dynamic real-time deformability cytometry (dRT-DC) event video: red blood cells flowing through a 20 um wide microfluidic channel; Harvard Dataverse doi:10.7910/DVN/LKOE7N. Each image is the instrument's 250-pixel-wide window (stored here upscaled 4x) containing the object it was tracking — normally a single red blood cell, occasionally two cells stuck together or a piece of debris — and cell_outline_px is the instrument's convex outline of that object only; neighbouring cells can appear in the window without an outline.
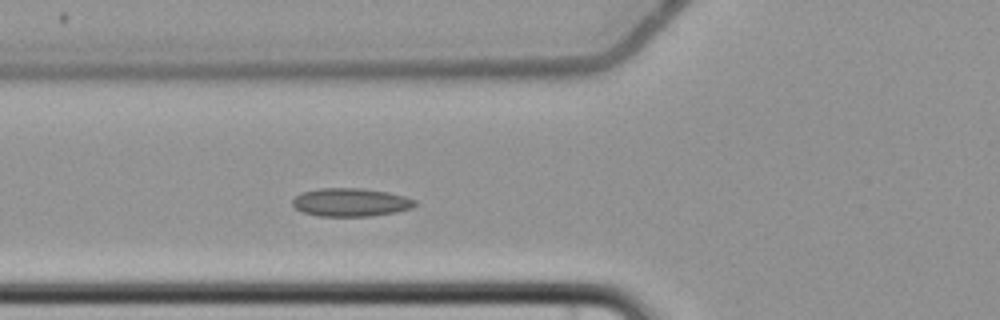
{"species": "common noctule bat (a hibernating species)", "species_latin": "Nyctalus noctula", "temperature_condition": "cold", "stored_images_in_passage": 5, "camera_frame_rate_fps": 3000, "um_per_image_px": 0.085, "animal": {"sex": "female", "body_mass_g": 22.7, "forearm_length_mm": 54.2}, "frame": {"image": 1, "passage_image": 4, "time_ms": 3.667, "image_size_px": [1000, 320], "cell_outline_px": [[416, 204], [412, 208], [396, 212], [372, 216], [320, 216], [304, 212], [296, 208], [292, 204], [292, 200], [300, 192], [320, 188], [360, 188], [388, 192], [404, 196], [416, 200]], "centroid_in_image_um": [29.81, 17.19], "position_along_channel_um": 96.0, "area_um2": 20.17}}